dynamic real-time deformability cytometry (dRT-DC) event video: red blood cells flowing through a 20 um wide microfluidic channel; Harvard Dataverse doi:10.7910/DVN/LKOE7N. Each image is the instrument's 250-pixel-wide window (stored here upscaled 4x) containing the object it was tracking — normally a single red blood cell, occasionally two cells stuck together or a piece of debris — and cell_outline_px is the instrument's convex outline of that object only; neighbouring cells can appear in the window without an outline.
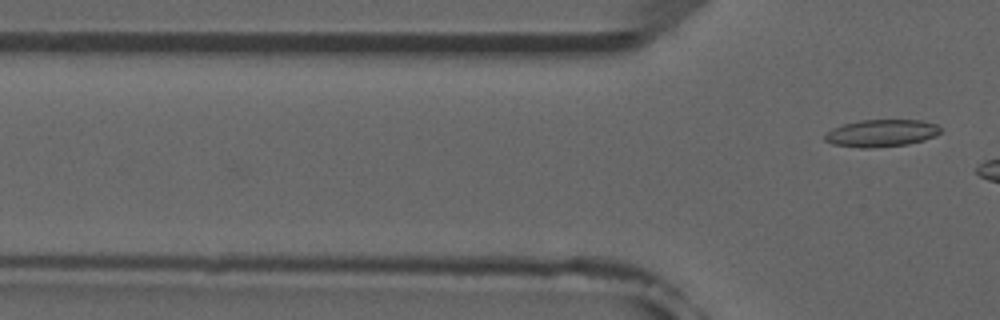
{"species": "common noctule bat (a hibernating species)", "species_latin": "Nyctalus noctula", "temperature_condition": "room temperature", "stored_images_in_passage": 3, "camera_frame_rate_fps": 3000, "um_per_image_px": 0.085, "animal": {"sex": "male", "forearm_length_mm": 52.5}, "frame": {"image": 1, "passage_image": 3, "time_ms": 2.333, "image_size_px": [1000, 320], "cell_outline_px": [[940, 132], [924, 140], [908, 144], [872, 148], [860, 148], [832, 144], [824, 140], [824, 136], [832, 128], [844, 124], [860, 120], [920, 120], [936, 124], [940, 128]], "centroid_in_image_um": [74.88, 11.32], "position_along_channel_um": 50.9, "area_um2": 18.26}}